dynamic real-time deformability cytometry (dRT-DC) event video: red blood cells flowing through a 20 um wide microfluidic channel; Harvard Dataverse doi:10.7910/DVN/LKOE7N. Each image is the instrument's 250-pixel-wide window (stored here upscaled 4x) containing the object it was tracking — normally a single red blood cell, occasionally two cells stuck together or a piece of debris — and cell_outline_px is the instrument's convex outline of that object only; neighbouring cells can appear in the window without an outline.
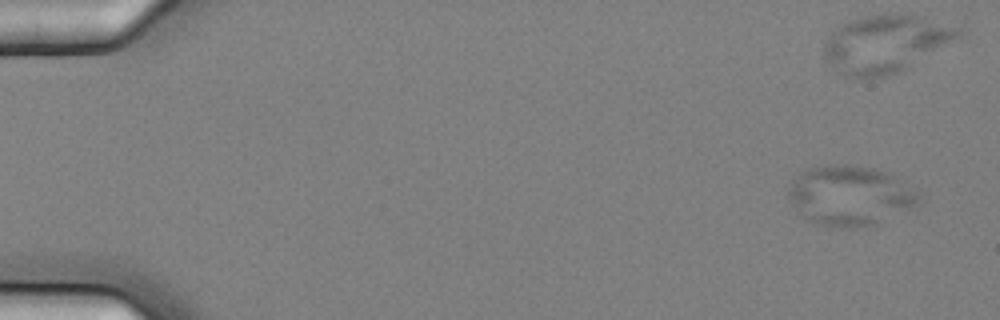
{"species": "common noctule bat (a hibernating species)", "species_latin": "Nyctalus noctula", "temperature_condition": "cold", "stored_images_in_passage": 12, "camera_frame_rate_fps": 3000, "um_per_image_px": 0.085, "animal": {"sex": "female", "body_mass_g": 25.1}, "frame": {"image": 1, "passage_image": 2, "time_ms": 0.333, "image_size_px": [1000, 320], "cell_outline_px": [[920, 204], [876, 224], [856, 228], [848, 228], [824, 224], [804, 220], [792, 204], [788, 196], [788, 188], [792, 180], [800, 172], [808, 168], [844, 164], [872, 168], [888, 172], [920, 192]], "centroid_in_image_um": [72.26, 16.63], "position_along_channel_um": 12.7, "area_um2": 45.49}}
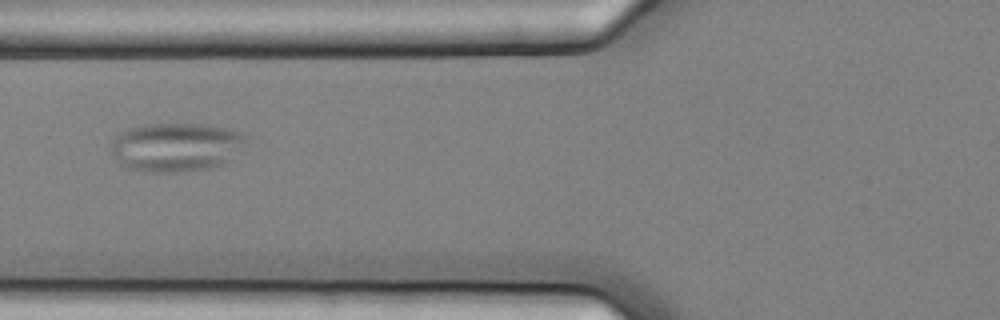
{"frame": {"image": 2, "passage_image": 7, "time_ms": 2.0, "image_size_px": [1000, 320], "cell_outline_px": [[252, 136], [248, 152], [228, 164], [212, 168], [184, 172], [144, 172], [128, 168], [120, 164], [116, 160], [112, 152], [112, 140], [120, 132], [128, 128], [144, 124], [204, 124], [228, 128]], "centroid_in_image_um": [15.17, 12.52], "position_along_channel_um": 110.6, "area_um2": 40.29}}
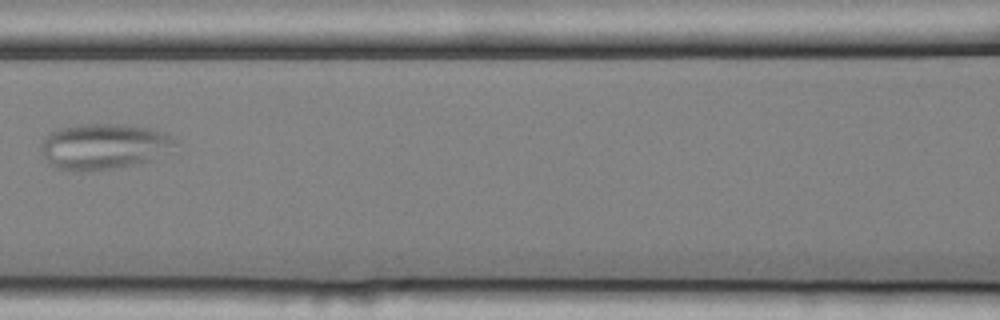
{"frame": {"image": 3, "passage_image": 8, "time_ms": 2.333, "image_size_px": [1000, 320], "cell_outline_px": [[172, 152], [148, 160], [132, 164], [112, 168], [88, 172], [72, 172], [60, 168], [52, 164], [48, 160], [40, 148], [40, 144], [44, 136], [48, 132], [60, 128], [76, 124], [124, 124], [152, 128], [164, 132], [172, 140]], "centroid_in_image_um": [8.77, 12.43], "position_along_channel_um": 157.8, "area_um2": 35.66}}